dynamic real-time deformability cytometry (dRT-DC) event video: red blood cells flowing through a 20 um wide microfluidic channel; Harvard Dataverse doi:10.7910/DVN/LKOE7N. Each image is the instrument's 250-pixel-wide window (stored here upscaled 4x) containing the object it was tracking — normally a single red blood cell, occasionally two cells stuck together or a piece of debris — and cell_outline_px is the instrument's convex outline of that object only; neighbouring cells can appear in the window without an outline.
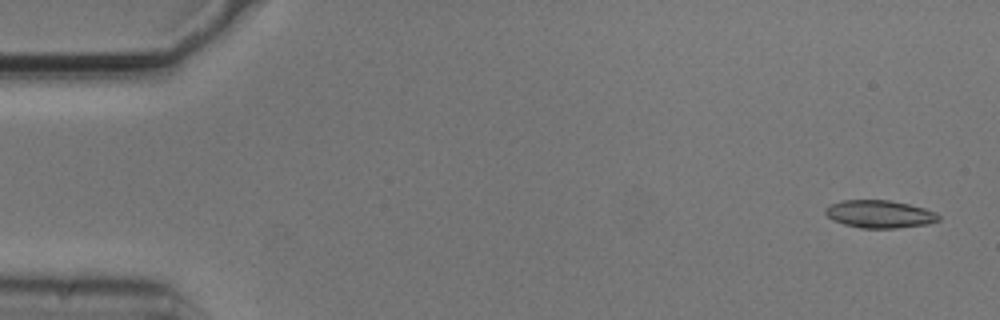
{"species": "common noctule bat (a hibernating species)", "species_latin": "Nyctalus noctula", "temperature_condition": "cold", "stored_images_in_passage": 5, "camera_frame_rate_fps": 3000, "um_per_image_px": 0.085, "animal": {"sex": "male", "body_mass_g": 20.5, "forearm_length_mm": 52.5}, "frame": {"image": 1, "passage_image": 1, "time_ms": 0.0, "image_size_px": [1000, 320], "cell_outline_px": [[940, 220], [928, 224], [896, 228], [860, 228], [844, 224], [832, 220], [824, 212], [824, 208], [840, 200], [888, 200], [908, 204], [924, 208], [936, 212], [940, 216]], "centroid_in_image_um": [74.76, 18.2], "position_along_channel_um": 10.2, "area_um2": 18.32}}
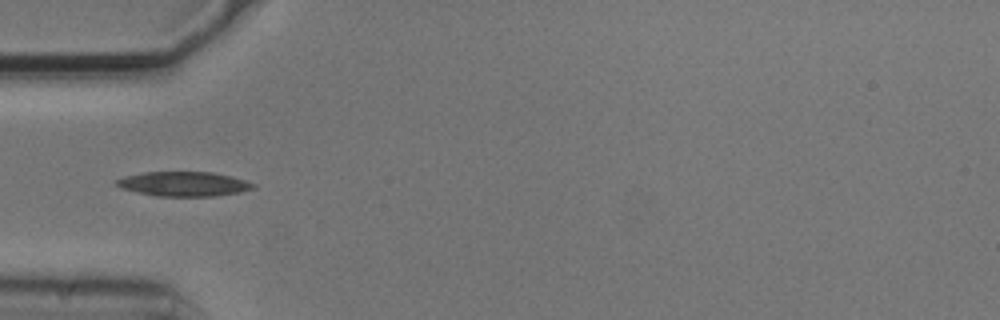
{"frame": {"image": 2, "passage_image": 5, "time_ms": 1.333, "image_size_px": [1000, 320], "cell_outline_px": [[256, 188], [240, 192], [216, 196], [156, 196], [136, 192], [120, 188], [116, 184], [116, 180], [124, 176], [144, 172], [212, 172], [232, 176], [256, 184]], "centroid_in_image_um": [15.63, 15.63], "position_along_channel_um": 69.4, "area_um2": 19.65}}